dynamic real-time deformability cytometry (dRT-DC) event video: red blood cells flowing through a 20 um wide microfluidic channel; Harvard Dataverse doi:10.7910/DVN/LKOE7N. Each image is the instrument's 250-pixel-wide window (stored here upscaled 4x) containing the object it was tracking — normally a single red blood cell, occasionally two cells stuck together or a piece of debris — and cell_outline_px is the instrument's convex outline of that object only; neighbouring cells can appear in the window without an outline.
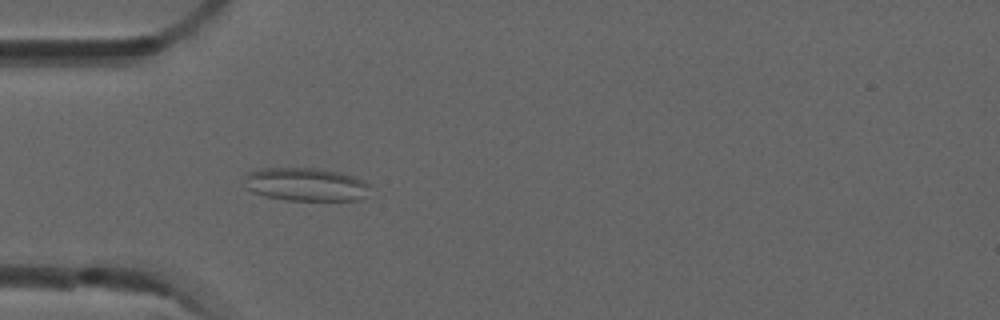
{"species": "common noctule bat (a hibernating species)", "species_latin": "Nyctalus noctula", "temperature_condition": "room temperature", "stored_images_in_passage": 5, "camera_frame_rate_fps": 3000, "um_per_image_px": 0.085, "animal": {"sex": "male", "forearm_length_mm": 52.5}, "frame": {"image": 1, "passage_image": 5, "time_ms": 1.333, "image_size_px": [1000, 320], "cell_outline_px": [[368, 196], [360, 200], [288, 200], [264, 196], [252, 192], [244, 188], [244, 176], [248, 172], [264, 168], [320, 168], [344, 172], [364, 180], [368, 184]], "centroid_in_image_um": [25.99, 15.67], "position_along_channel_um": 59.0, "area_um2": 24.8}}